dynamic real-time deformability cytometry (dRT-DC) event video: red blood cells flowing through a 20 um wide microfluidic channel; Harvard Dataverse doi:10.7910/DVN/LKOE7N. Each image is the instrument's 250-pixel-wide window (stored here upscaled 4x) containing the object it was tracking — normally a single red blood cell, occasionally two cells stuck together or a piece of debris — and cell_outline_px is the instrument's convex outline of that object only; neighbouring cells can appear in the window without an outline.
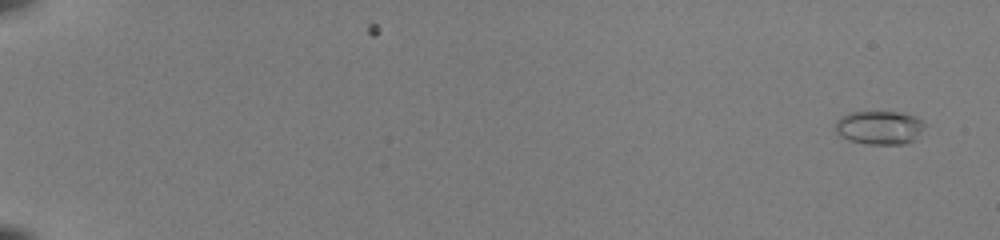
{"species": "common noctule bat (a hibernating species)", "species_latin": "Nyctalus noctula", "temperature_condition": "room temperature", "stored_images_in_passage": 51, "camera_frame_rate_fps": 3000, "um_per_image_px": 0.085, "animal": {"sex": "female", "body_mass_g": 22.0, "forearm_length_mm": 56.7}, "frame": {"image": 1, "passage_image": 3, "time_ms": 0.667, "image_size_px": [1000, 240], "cell_outline_px": [[924, 124], [916, 140], [908, 144], [864, 144], [848, 140], [840, 136], [836, 132], [836, 120], [848, 112], [900, 112], [916, 116]], "centroid_in_image_um": [74.74, 10.85], "position_along_channel_um": 10.3, "area_um2": 17.63}}
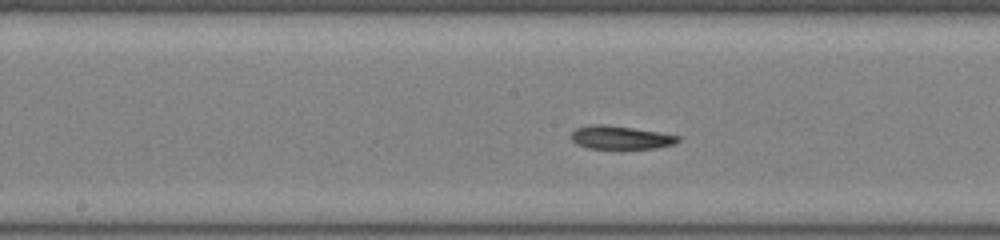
{"frame": {"image": 2, "passage_image": 28, "time_ms": 9.0, "image_size_px": [1000, 240], "cell_outline_px": [[680, 140], [676, 144], [656, 148], [588, 148], [576, 144], [572, 140], [572, 132], [576, 128], [592, 124], [604, 124], [660, 132], [680, 136]], "centroid_in_image_um": [52.77, 11.68], "position_along_channel_um": 195.4, "area_um2": 14.45}}
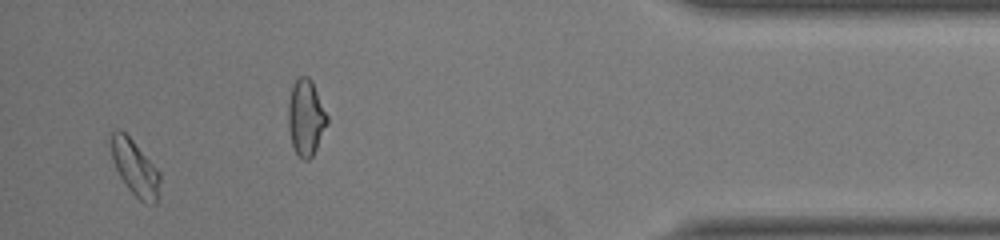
{"frame": {"image": 3, "passage_image": 49, "time_ms": 16.0, "image_size_px": [1000, 240], "cell_outline_px": [[160, 196], [156, 204], [144, 204], [128, 188], [120, 176], [112, 160], [112, 132], [116, 128], [120, 128], [132, 140], [160, 172]], "centroid_in_image_um": [11.51, 14.31], "position_along_channel_um": 423.7, "area_um2": 15.72}, "authors_computed_cell_mechanics": {"area_um2": 15.6638, "velocity_mm_per_s": 4.0483, "shape_relaxation_time_tau1_ms": null, "shape_relaxation_time_tau2_ms": 3.1106, "deformation_change_tau1": null, "deformation_change_tau2": 0.091}}